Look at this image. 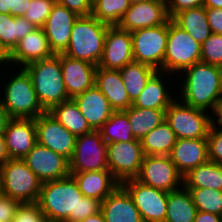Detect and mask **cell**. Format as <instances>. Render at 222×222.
I'll return each instance as SVG.
<instances>
[{
    "instance_id": "cell-45",
    "label": "cell",
    "mask_w": 222,
    "mask_h": 222,
    "mask_svg": "<svg viewBox=\"0 0 222 222\" xmlns=\"http://www.w3.org/2000/svg\"><path fill=\"white\" fill-rule=\"evenodd\" d=\"M26 6L27 0H0V13L23 17Z\"/></svg>"
},
{
    "instance_id": "cell-34",
    "label": "cell",
    "mask_w": 222,
    "mask_h": 222,
    "mask_svg": "<svg viewBox=\"0 0 222 222\" xmlns=\"http://www.w3.org/2000/svg\"><path fill=\"white\" fill-rule=\"evenodd\" d=\"M176 135L170 125L164 121L141 140L144 155L169 156L176 143Z\"/></svg>"
},
{
    "instance_id": "cell-11",
    "label": "cell",
    "mask_w": 222,
    "mask_h": 222,
    "mask_svg": "<svg viewBox=\"0 0 222 222\" xmlns=\"http://www.w3.org/2000/svg\"><path fill=\"white\" fill-rule=\"evenodd\" d=\"M107 153L108 169L120 184L139 175L144 157L140 140L108 143Z\"/></svg>"
},
{
    "instance_id": "cell-22",
    "label": "cell",
    "mask_w": 222,
    "mask_h": 222,
    "mask_svg": "<svg viewBox=\"0 0 222 222\" xmlns=\"http://www.w3.org/2000/svg\"><path fill=\"white\" fill-rule=\"evenodd\" d=\"M169 157L179 173L184 176L209 160L207 138L177 139Z\"/></svg>"
},
{
    "instance_id": "cell-41",
    "label": "cell",
    "mask_w": 222,
    "mask_h": 222,
    "mask_svg": "<svg viewBox=\"0 0 222 222\" xmlns=\"http://www.w3.org/2000/svg\"><path fill=\"white\" fill-rule=\"evenodd\" d=\"M12 222H50L36 203H24L18 208Z\"/></svg>"
},
{
    "instance_id": "cell-42",
    "label": "cell",
    "mask_w": 222,
    "mask_h": 222,
    "mask_svg": "<svg viewBox=\"0 0 222 222\" xmlns=\"http://www.w3.org/2000/svg\"><path fill=\"white\" fill-rule=\"evenodd\" d=\"M207 141L209 161L222 164V129L210 128Z\"/></svg>"
},
{
    "instance_id": "cell-32",
    "label": "cell",
    "mask_w": 222,
    "mask_h": 222,
    "mask_svg": "<svg viewBox=\"0 0 222 222\" xmlns=\"http://www.w3.org/2000/svg\"><path fill=\"white\" fill-rule=\"evenodd\" d=\"M48 112L76 137L93 131L73 99L53 106Z\"/></svg>"
},
{
    "instance_id": "cell-26",
    "label": "cell",
    "mask_w": 222,
    "mask_h": 222,
    "mask_svg": "<svg viewBox=\"0 0 222 222\" xmlns=\"http://www.w3.org/2000/svg\"><path fill=\"white\" fill-rule=\"evenodd\" d=\"M70 175L77 181L84 196L101 202L120 185L109 170L70 173Z\"/></svg>"
},
{
    "instance_id": "cell-55",
    "label": "cell",
    "mask_w": 222,
    "mask_h": 222,
    "mask_svg": "<svg viewBox=\"0 0 222 222\" xmlns=\"http://www.w3.org/2000/svg\"><path fill=\"white\" fill-rule=\"evenodd\" d=\"M145 1H148V0H129L130 4H136V3H141V2H145Z\"/></svg>"
},
{
    "instance_id": "cell-53",
    "label": "cell",
    "mask_w": 222,
    "mask_h": 222,
    "mask_svg": "<svg viewBox=\"0 0 222 222\" xmlns=\"http://www.w3.org/2000/svg\"><path fill=\"white\" fill-rule=\"evenodd\" d=\"M203 6L205 8H221L222 0H203Z\"/></svg>"
},
{
    "instance_id": "cell-24",
    "label": "cell",
    "mask_w": 222,
    "mask_h": 222,
    "mask_svg": "<svg viewBox=\"0 0 222 222\" xmlns=\"http://www.w3.org/2000/svg\"><path fill=\"white\" fill-rule=\"evenodd\" d=\"M105 222H143L127 190L120 184L101 203Z\"/></svg>"
},
{
    "instance_id": "cell-21",
    "label": "cell",
    "mask_w": 222,
    "mask_h": 222,
    "mask_svg": "<svg viewBox=\"0 0 222 222\" xmlns=\"http://www.w3.org/2000/svg\"><path fill=\"white\" fill-rule=\"evenodd\" d=\"M10 159H23L37 143L35 119L12 118L4 131Z\"/></svg>"
},
{
    "instance_id": "cell-43",
    "label": "cell",
    "mask_w": 222,
    "mask_h": 222,
    "mask_svg": "<svg viewBox=\"0 0 222 222\" xmlns=\"http://www.w3.org/2000/svg\"><path fill=\"white\" fill-rule=\"evenodd\" d=\"M21 202L3 193L0 194V222H12Z\"/></svg>"
},
{
    "instance_id": "cell-46",
    "label": "cell",
    "mask_w": 222,
    "mask_h": 222,
    "mask_svg": "<svg viewBox=\"0 0 222 222\" xmlns=\"http://www.w3.org/2000/svg\"><path fill=\"white\" fill-rule=\"evenodd\" d=\"M203 6V0H169L167 11L172 19L178 12Z\"/></svg>"
},
{
    "instance_id": "cell-17",
    "label": "cell",
    "mask_w": 222,
    "mask_h": 222,
    "mask_svg": "<svg viewBox=\"0 0 222 222\" xmlns=\"http://www.w3.org/2000/svg\"><path fill=\"white\" fill-rule=\"evenodd\" d=\"M133 61L131 32L117 25L109 26L105 35L103 56L98 67L120 70Z\"/></svg>"
},
{
    "instance_id": "cell-48",
    "label": "cell",
    "mask_w": 222,
    "mask_h": 222,
    "mask_svg": "<svg viewBox=\"0 0 222 222\" xmlns=\"http://www.w3.org/2000/svg\"><path fill=\"white\" fill-rule=\"evenodd\" d=\"M211 111L212 115L214 114L217 120H214L212 115H210V128L222 129V97H220L219 100L215 103V106ZM215 124H218L219 126Z\"/></svg>"
},
{
    "instance_id": "cell-54",
    "label": "cell",
    "mask_w": 222,
    "mask_h": 222,
    "mask_svg": "<svg viewBox=\"0 0 222 222\" xmlns=\"http://www.w3.org/2000/svg\"><path fill=\"white\" fill-rule=\"evenodd\" d=\"M7 62L6 54L0 49V67Z\"/></svg>"
},
{
    "instance_id": "cell-57",
    "label": "cell",
    "mask_w": 222,
    "mask_h": 222,
    "mask_svg": "<svg viewBox=\"0 0 222 222\" xmlns=\"http://www.w3.org/2000/svg\"><path fill=\"white\" fill-rule=\"evenodd\" d=\"M2 193V190H1V176H0V194Z\"/></svg>"
},
{
    "instance_id": "cell-2",
    "label": "cell",
    "mask_w": 222,
    "mask_h": 222,
    "mask_svg": "<svg viewBox=\"0 0 222 222\" xmlns=\"http://www.w3.org/2000/svg\"><path fill=\"white\" fill-rule=\"evenodd\" d=\"M221 72L222 67L201 61L185 69L179 99L192 107L212 110L222 97Z\"/></svg>"
},
{
    "instance_id": "cell-44",
    "label": "cell",
    "mask_w": 222,
    "mask_h": 222,
    "mask_svg": "<svg viewBox=\"0 0 222 222\" xmlns=\"http://www.w3.org/2000/svg\"><path fill=\"white\" fill-rule=\"evenodd\" d=\"M78 16H89L92 13V0H55Z\"/></svg>"
},
{
    "instance_id": "cell-49",
    "label": "cell",
    "mask_w": 222,
    "mask_h": 222,
    "mask_svg": "<svg viewBox=\"0 0 222 222\" xmlns=\"http://www.w3.org/2000/svg\"><path fill=\"white\" fill-rule=\"evenodd\" d=\"M194 222H222V216L203 211H197Z\"/></svg>"
},
{
    "instance_id": "cell-37",
    "label": "cell",
    "mask_w": 222,
    "mask_h": 222,
    "mask_svg": "<svg viewBox=\"0 0 222 222\" xmlns=\"http://www.w3.org/2000/svg\"><path fill=\"white\" fill-rule=\"evenodd\" d=\"M131 6L129 0H92V13L100 22L117 25Z\"/></svg>"
},
{
    "instance_id": "cell-29",
    "label": "cell",
    "mask_w": 222,
    "mask_h": 222,
    "mask_svg": "<svg viewBox=\"0 0 222 222\" xmlns=\"http://www.w3.org/2000/svg\"><path fill=\"white\" fill-rule=\"evenodd\" d=\"M172 21L200 45L212 34L204 6L178 12Z\"/></svg>"
},
{
    "instance_id": "cell-8",
    "label": "cell",
    "mask_w": 222,
    "mask_h": 222,
    "mask_svg": "<svg viewBox=\"0 0 222 222\" xmlns=\"http://www.w3.org/2000/svg\"><path fill=\"white\" fill-rule=\"evenodd\" d=\"M179 101L180 99H175L166 109V122L174 131L176 138H207L211 113Z\"/></svg>"
},
{
    "instance_id": "cell-56",
    "label": "cell",
    "mask_w": 222,
    "mask_h": 222,
    "mask_svg": "<svg viewBox=\"0 0 222 222\" xmlns=\"http://www.w3.org/2000/svg\"><path fill=\"white\" fill-rule=\"evenodd\" d=\"M159 1H161V2H163L165 4H167L169 2V0H159Z\"/></svg>"
},
{
    "instance_id": "cell-50",
    "label": "cell",
    "mask_w": 222,
    "mask_h": 222,
    "mask_svg": "<svg viewBox=\"0 0 222 222\" xmlns=\"http://www.w3.org/2000/svg\"><path fill=\"white\" fill-rule=\"evenodd\" d=\"M12 118L8 114L7 110L3 107L0 102V135H4V131Z\"/></svg>"
},
{
    "instance_id": "cell-16",
    "label": "cell",
    "mask_w": 222,
    "mask_h": 222,
    "mask_svg": "<svg viewBox=\"0 0 222 222\" xmlns=\"http://www.w3.org/2000/svg\"><path fill=\"white\" fill-rule=\"evenodd\" d=\"M170 19L167 4L159 0H148L132 4L124 13L117 26L132 32L137 29L166 24Z\"/></svg>"
},
{
    "instance_id": "cell-25",
    "label": "cell",
    "mask_w": 222,
    "mask_h": 222,
    "mask_svg": "<svg viewBox=\"0 0 222 222\" xmlns=\"http://www.w3.org/2000/svg\"><path fill=\"white\" fill-rule=\"evenodd\" d=\"M95 86L108 99L115 111H125L132 105L119 70L97 66Z\"/></svg>"
},
{
    "instance_id": "cell-58",
    "label": "cell",
    "mask_w": 222,
    "mask_h": 222,
    "mask_svg": "<svg viewBox=\"0 0 222 222\" xmlns=\"http://www.w3.org/2000/svg\"><path fill=\"white\" fill-rule=\"evenodd\" d=\"M221 80H222V72H221ZM221 91H222V83H221Z\"/></svg>"
},
{
    "instance_id": "cell-20",
    "label": "cell",
    "mask_w": 222,
    "mask_h": 222,
    "mask_svg": "<svg viewBox=\"0 0 222 222\" xmlns=\"http://www.w3.org/2000/svg\"><path fill=\"white\" fill-rule=\"evenodd\" d=\"M53 55L43 28H36L18 41L16 47L7 56L6 64H16L21 68V66L25 67L31 62L46 59Z\"/></svg>"
},
{
    "instance_id": "cell-38",
    "label": "cell",
    "mask_w": 222,
    "mask_h": 222,
    "mask_svg": "<svg viewBox=\"0 0 222 222\" xmlns=\"http://www.w3.org/2000/svg\"><path fill=\"white\" fill-rule=\"evenodd\" d=\"M189 190L197 211L222 216V190L212 188H186Z\"/></svg>"
},
{
    "instance_id": "cell-13",
    "label": "cell",
    "mask_w": 222,
    "mask_h": 222,
    "mask_svg": "<svg viewBox=\"0 0 222 222\" xmlns=\"http://www.w3.org/2000/svg\"><path fill=\"white\" fill-rule=\"evenodd\" d=\"M135 179L167 192L175 191L183 185V176L169 156L144 155L139 175Z\"/></svg>"
},
{
    "instance_id": "cell-4",
    "label": "cell",
    "mask_w": 222,
    "mask_h": 222,
    "mask_svg": "<svg viewBox=\"0 0 222 222\" xmlns=\"http://www.w3.org/2000/svg\"><path fill=\"white\" fill-rule=\"evenodd\" d=\"M24 68L30 74L38 101L46 112L70 99L64 86L60 53L31 62Z\"/></svg>"
},
{
    "instance_id": "cell-40",
    "label": "cell",
    "mask_w": 222,
    "mask_h": 222,
    "mask_svg": "<svg viewBox=\"0 0 222 222\" xmlns=\"http://www.w3.org/2000/svg\"><path fill=\"white\" fill-rule=\"evenodd\" d=\"M201 62L222 67V35L212 33L201 44Z\"/></svg>"
},
{
    "instance_id": "cell-10",
    "label": "cell",
    "mask_w": 222,
    "mask_h": 222,
    "mask_svg": "<svg viewBox=\"0 0 222 222\" xmlns=\"http://www.w3.org/2000/svg\"><path fill=\"white\" fill-rule=\"evenodd\" d=\"M107 143L99 130L76 137L75 149L69 161L70 173L109 170Z\"/></svg>"
},
{
    "instance_id": "cell-5",
    "label": "cell",
    "mask_w": 222,
    "mask_h": 222,
    "mask_svg": "<svg viewBox=\"0 0 222 222\" xmlns=\"http://www.w3.org/2000/svg\"><path fill=\"white\" fill-rule=\"evenodd\" d=\"M4 84L0 102L11 118L35 119L46 111L38 101L30 74L24 67Z\"/></svg>"
},
{
    "instance_id": "cell-30",
    "label": "cell",
    "mask_w": 222,
    "mask_h": 222,
    "mask_svg": "<svg viewBox=\"0 0 222 222\" xmlns=\"http://www.w3.org/2000/svg\"><path fill=\"white\" fill-rule=\"evenodd\" d=\"M132 128L135 139L142 138L166 121V109H149L130 106L124 111Z\"/></svg>"
},
{
    "instance_id": "cell-23",
    "label": "cell",
    "mask_w": 222,
    "mask_h": 222,
    "mask_svg": "<svg viewBox=\"0 0 222 222\" xmlns=\"http://www.w3.org/2000/svg\"><path fill=\"white\" fill-rule=\"evenodd\" d=\"M73 100L93 130H99L115 112L108 99L95 85Z\"/></svg>"
},
{
    "instance_id": "cell-31",
    "label": "cell",
    "mask_w": 222,
    "mask_h": 222,
    "mask_svg": "<svg viewBox=\"0 0 222 222\" xmlns=\"http://www.w3.org/2000/svg\"><path fill=\"white\" fill-rule=\"evenodd\" d=\"M197 208L192 196L183 185L168 192L167 212L164 222H194Z\"/></svg>"
},
{
    "instance_id": "cell-19",
    "label": "cell",
    "mask_w": 222,
    "mask_h": 222,
    "mask_svg": "<svg viewBox=\"0 0 222 222\" xmlns=\"http://www.w3.org/2000/svg\"><path fill=\"white\" fill-rule=\"evenodd\" d=\"M78 15L55 2L42 27L54 54L63 53L70 41L72 26Z\"/></svg>"
},
{
    "instance_id": "cell-27",
    "label": "cell",
    "mask_w": 222,
    "mask_h": 222,
    "mask_svg": "<svg viewBox=\"0 0 222 222\" xmlns=\"http://www.w3.org/2000/svg\"><path fill=\"white\" fill-rule=\"evenodd\" d=\"M163 75L165 76L163 71L157 70L147 81L145 88L132 103V106L149 109H167L176 98L168 92L166 83L162 79V77L165 78Z\"/></svg>"
},
{
    "instance_id": "cell-39",
    "label": "cell",
    "mask_w": 222,
    "mask_h": 222,
    "mask_svg": "<svg viewBox=\"0 0 222 222\" xmlns=\"http://www.w3.org/2000/svg\"><path fill=\"white\" fill-rule=\"evenodd\" d=\"M54 4L55 0H27L26 12L23 17L36 28H42Z\"/></svg>"
},
{
    "instance_id": "cell-7",
    "label": "cell",
    "mask_w": 222,
    "mask_h": 222,
    "mask_svg": "<svg viewBox=\"0 0 222 222\" xmlns=\"http://www.w3.org/2000/svg\"><path fill=\"white\" fill-rule=\"evenodd\" d=\"M200 61L201 45L170 19L162 71L168 75L182 73Z\"/></svg>"
},
{
    "instance_id": "cell-9",
    "label": "cell",
    "mask_w": 222,
    "mask_h": 222,
    "mask_svg": "<svg viewBox=\"0 0 222 222\" xmlns=\"http://www.w3.org/2000/svg\"><path fill=\"white\" fill-rule=\"evenodd\" d=\"M169 21L156 27L137 29L131 32L133 59L162 71L167 46Z\"/></svg>"
},
{
    "instance_id": "cell-52",
    "label": "cell",
    "mask_w": 222,
    "mask_h": 222,
    "mask_svg": "<svg viewBox=\"0 0 222 222\" xmlns=\"http://www.w3.org/2000/svg\"><path fill=\"white\" fill-rule=\"evenodd\" d=\"M80 222H105L104 215L102 211L93 214Z\"/></svg>"
},
{
    "instance_id": "cell-51",
    "label": "cell",
    "mask_w": 222,
    "mask_h": 222,
    "mask_svg": "<svg viewBox=\"0 0 222 222\" xmlns=\"http://www.w3.org/2000/svg\"><path fill=\"white\" fill-rule=\"evenodd\" d=\"M9 159L5 137L4 135H0V166L5 164Z\"/></svg>"
},
{
    "instance_id": "cell-35",
    "label": "cell",
    "mask_w": 222,
    "mask_h": 222,
    "mask_svg": "<svg viewBox=\"0 0 222 222\" xmlns=\"http://www.w3.org/2000/svg\"><path fill=\"white\" fill-rule=\"evenodd\" d=\"M119 71L129 99L133 103L145 88L147 81L157 70L150 65L133 61Z\"/></svg>"
},
{
    "instance_id": "cell-1",
    "label": "cell",
    "mask_w": 222,
    "mask_h": 222,
    "mask_svg": "<svg viewBox=\"0 0 222 222\" xmlns=\"http://www.w3.org/2000/svg\"><path fill=\"white\" fill-rule=\"evenodd\" d=\"M101 203L84 196L72 175L43 182L36 202L50 222H80L100 212Z\"/></svg>"
},
{
    "instance_id": "cell-28",
    "label": "cell",
    "mask_w": 222,
    "mask_h": 222,
    "mask_svg": "<svg viewBox=\"0 0 222 222\" xmlns=\"http://www.w3.org/2000/svg\"><path fill=\"white\" fill-rule=\"evenodd\" d=\"M36 27L24 17L0 13V49L8 56L18 41Z\"/></svg>"
},
{
    "instance_id": "cell-15",
    "label": "cell",
    "mask_w": 222,
    "mask_h": 222,
    "mask_svg": "<svg viewBox=\"0 0 222 222\" xmlns=\"http://www.w3.org/2000/svg\"><path fill=\"white\" fill-rule=\"evenodd\" d=\"M22 160L42 183L59 180L70 175L69 161L39 143H36Z\"/></svg>"
},
{
    "instance_id": "cell-14",
    "label": "cell",
    "mask_w": 222,
    "mask_h": 222,
    "mask_svg": "<svg viewBox=\"0 0 222 222\" xmlns=\"http://www.w3.org/2000/svg\"><path fill=\"white\" fill-rule=\"evenodd\" d=\"M37 143L71 160L76 136L59 123L49 112L35 118Z\"/></svg>"
},
{
    "instance_id": "cell-3",
    "label": "cell",
    "mask_w": 222,
    "mask_h": 222,
    "mask_svg": "<svg viewBox=\"0 0 222 222\" xmlns=\"http://www.w3.org/2000/svg\"><path fill=\"white\" fill-rule=\"evenodd\" d=\"M109 26L93 15L79 16L72 26L70 41L63 54L98 66L103 56L104 40Z\"/></svg>"
},
{
    "instance_id": "cell-33",
    "label": "cell",
    "mask_w": 222,
    "mask_h": 222,
    "mask_svg": "<svg viewBox=\"0 0 222 222\" xmlns=\"http://www.w3.org/2000/svg\"><path fill=\"white\" fill-rule=\"evenodd\" d=\"M183 186L222 190V164L209 160L200 164L183 176Z\"/></svg>"
},
{
    "instance_id": "cell-12",
    "label": "cell",
    "mask_w": 222,
    "mask_h": 222,
    "mask_svg": "<svg viewBox=\"0 0 222 222\" xmlns=\"http://www.w3.org/2000/svg\"><path fill=\"white\" fill-rule=\"evenodd\" d=\"M127 190L143 222H164L167 212L168 192L128 179L121 183Z\"/></svg>"
},
{
    "instance_id": "cell-47",
    "label": "cell",
    "mask_w": 222,
    "mask_h": 222,
    "mask_svg": "<svg viewBox=\"0 0 222 222\" xmlns=\"http://www.w3.org/2000/svg\"><path fill=\"white\" fill-rule=\"evenodd\" d=\"M211 32L222 35V9L205 8Z\"/></svg>"
},
{
    "instance_id": "cell-18",
    "label": "cell",
    "mask_w": 222,
    "mask_h": 222,
    "mask_svg": "<svg viewBox=\"0 0 222 222\" xmlns=\"http://www.w3.org/2000/svg\"><path fill=\"white\" fill-rule=\"evenodd\" d=\"M60 65L64 86L70 99L95 85L96 65L85 60L70 58L63 53H60Z\"/></svg>"
},
{
    "instance_id": "cell-6",
    "label": "cell",
    "mask_w": 222,
    "mask_h": 222,
    "mask_svg": "<svg viewBox=\"0 0 222 222\" xmlns=\"http://www.w3.org/2000/svg\"><path fill=\"white\" fill-rule=\"evenodd\" d=\"M2 193L24 203H36L42 181L22 159H9L0 166Z\"/></svg>"
},
{
    "instance_id": "cell-36",
    "label": "cell",
    "mask_w": 222,
    "mask_h": 222,
    "mask_svg": "<svg viewBox=\"0 0 222 222\" xmlns=\"http://www.w3.org/2000/svg\"><path fill=\"white\" fill-rule=\"evenodd\" d=\"M99 132L107 144L135 140L128 116L124 111H115Z\"/></svg>"
}]
</instances>
